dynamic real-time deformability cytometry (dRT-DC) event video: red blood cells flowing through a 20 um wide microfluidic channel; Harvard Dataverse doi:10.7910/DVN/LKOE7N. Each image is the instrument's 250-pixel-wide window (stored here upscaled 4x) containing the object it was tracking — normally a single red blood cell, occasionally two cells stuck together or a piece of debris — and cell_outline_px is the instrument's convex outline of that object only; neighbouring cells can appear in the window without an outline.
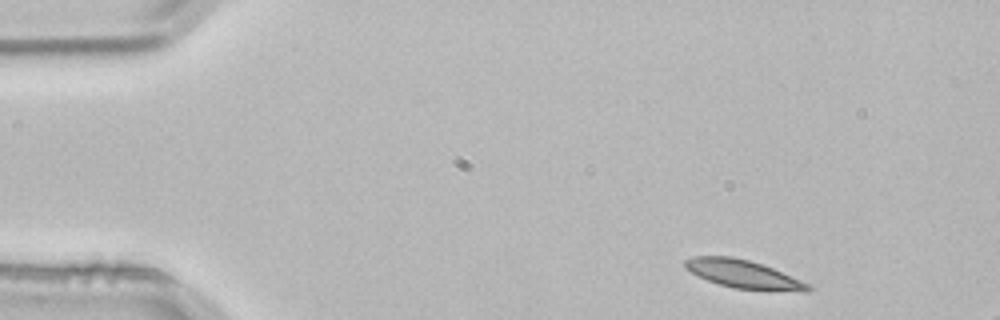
{"species": "common noctule bat (a hibernating species)", "species_latin": "Nyctalus noctula", "temperature_condition": "room temperature", "stored_images_in_passage": 3, "segment_of_instrument_passage": [1, 2], "camera_frame_rate_fps": 3000, "um_per_image_px": 0.085, "animal": {"sex": "male", "body_mass_g": 21.5, "forearm_length_mm": 52.0}, "frame": {"image": 1, "passage_image": 1, "time_ms": 0.0, "image_size_px": [1000, 320], "cell_outline_px": [[812, 288], [808, 292], [804, 292], [732, 288], [708, 280], [684, 268], [684, 260], [692, 256], [732, 256], [748, 260], [772, 268], [800, 280], [808, 284]], "centroid_in_image_um": [63.17, 23.3], "position_along_channel_um": 21.8, "area_um2": 19.94}}